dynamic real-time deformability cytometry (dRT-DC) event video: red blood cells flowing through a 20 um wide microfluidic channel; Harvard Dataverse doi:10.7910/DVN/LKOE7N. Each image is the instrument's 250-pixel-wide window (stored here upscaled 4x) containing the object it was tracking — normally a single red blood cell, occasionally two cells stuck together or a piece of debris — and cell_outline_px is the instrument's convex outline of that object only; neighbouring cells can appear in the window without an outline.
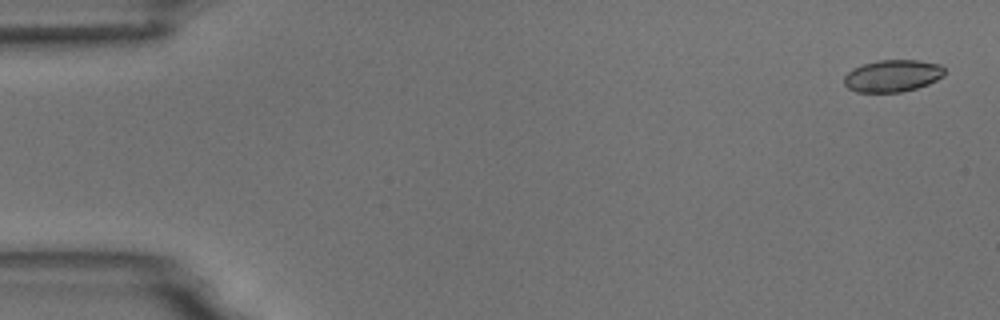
{"species": "common noctule bat (a hibernating species)", "species_latin": "Nyctalus noctula", "temperature_condition": "room temperature", "stored_images_in_passage": 4, "camera_frame_rate_fps": 3000, "um_per_image_px": 0.085, "animal": {"sex": "male", "body_mass_g": 18.8}, "frame": {"image": 1, "passage_image": 1, "time_ms": 0.0, "image_size_px": [1000, 320], "cell_outline_px": [[944, 76], [928, 84], [916, 88], [900, 92], [856, 92], [848, 88], [844, 84], [844, 76], [852, 68], [876, 60], [916, 60], [940, 64], [944, 68]], "centroid_in_image_um": [75.85, 6.44], "position_along_channel_um": 9.1, "area_um2": 18.79}}
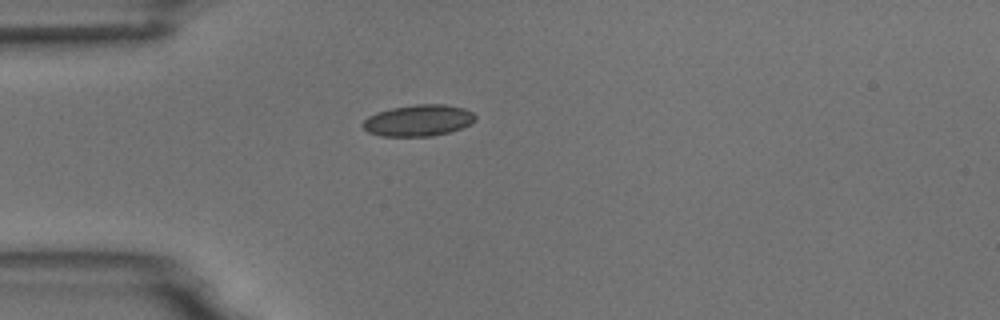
{"frame": {"image": 2, "passage_image": 4, "time_ms": 4.333, "image_size_px": [1000, 320], "cell_outline_px": [[476, 120], [472, 124], [448, 132], [432, 136], [380, 136], [368, 132], [360, 124], [368, 116], [376, 112], [392, 108], [416, 104], [444, 104], [464, 108], [472, 112], [476, 116]], "centroid_in_image_um": [35.56, 10.23], "position_along_channel_um": 49.4, "area_um2": 20.69}}